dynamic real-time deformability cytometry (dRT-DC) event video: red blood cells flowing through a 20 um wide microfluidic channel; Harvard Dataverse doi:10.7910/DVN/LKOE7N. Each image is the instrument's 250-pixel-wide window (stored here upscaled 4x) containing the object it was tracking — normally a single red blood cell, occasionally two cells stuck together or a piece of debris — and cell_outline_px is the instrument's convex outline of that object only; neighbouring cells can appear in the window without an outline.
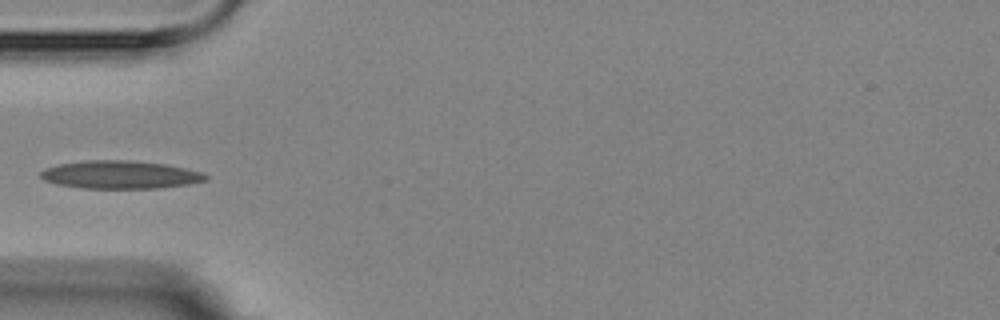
{"species": "Egyptian fruit bat (a non-hibernating species)", "species_latin": "Rousettus aegyptiacus", "temperature_condition": "room temperature", "stored_images_in_passage": 7, "camera_frame_rate_fps": 3000, "um_per_image_px": 0.085, "animal": {"sex": "female"}, "frame": {"image": 1, "passage_image": 4, "time_ms": 3.667, "image_size_px": [1000, 320], "cell_outline_px": [[208, 180], [188, 184], [156, 188], [80, 188], [56, 184], [44, 180], [40, 176], [40, 172], [44, 168], [60, 164], [88, 160], [128, 160], [164, 164], [204, 172], [208, 176]], "centroid_in_image_um": [10.21, 14.85], "position_along_channel_um": 74.8, "area_um2": 26.88}}
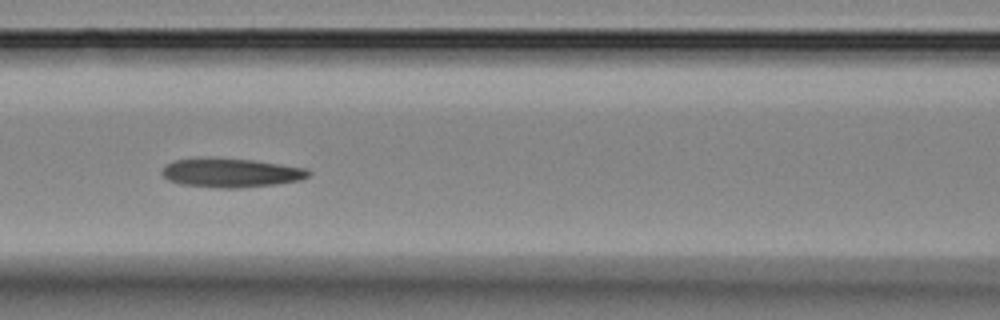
{"frame": {"image": 2, "passage_image": 6, "time_ms": 5.667, "image_size_px": [1000, 320], "cell_outline_px": [[312, 172], [308, 176], [300, 180], [276, 184], [240, 188], [220, 188], [180, 184], [168, 180], [160, 172], [164, 164], [172, 160], [252, 160], [308, 168]], "centroid_in_image_um": [19.66, 14.72], "position_along_channel_um": 146.9, "area_um2": 24.16}}
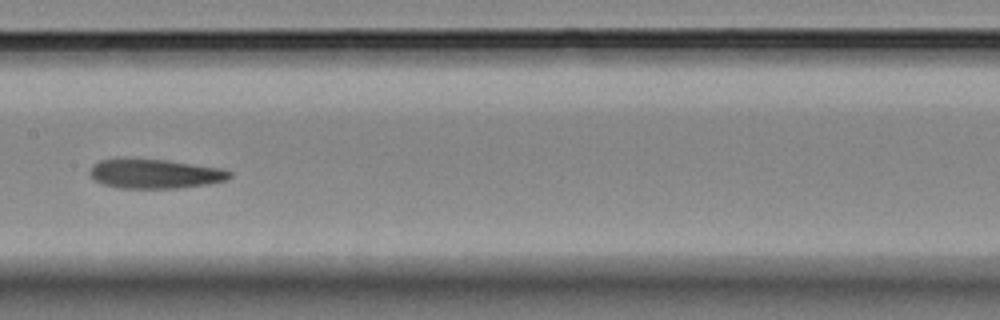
{"frame": {"image": 3, "passage_image": 7, "time_ms": 7.0, "image_size_px": [1000, 320], "cell_outline_px": [[232, 176], [228, 180], [208, 184], [176, 188], [116, 188], [100, 184], [88, 172], [92, 164], [100, 160], [124, 156], [168, 160], [220, 168], [232, 172]], "centroid_in_image_um": [13.1, 14.74], "position_along_channel_um": 194.3, "area_um2": 24.68}}